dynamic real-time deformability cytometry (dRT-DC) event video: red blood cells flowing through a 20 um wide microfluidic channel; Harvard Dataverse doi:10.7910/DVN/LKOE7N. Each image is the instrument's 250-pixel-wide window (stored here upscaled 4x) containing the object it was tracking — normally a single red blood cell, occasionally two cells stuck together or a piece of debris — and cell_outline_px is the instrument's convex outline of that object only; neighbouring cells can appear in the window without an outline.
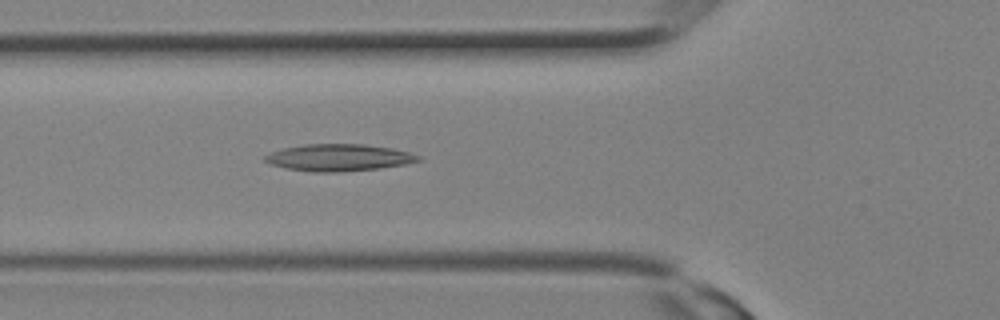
{"species": "Egyptian fruit bat (a non-hibernating species)", "species_latin": "Rousettus aegyptiacus", "temperature_condition": "room temperature", "stored_images_in_passage": 8, "camera_frame_rate_fps": 3000, "um_per_image_px": 0.085, "animal": {"sex": "female"}, "frame": {"image": 1, "passage_image": 8, "time_ms": 2.333, "image_size_px": [1000, 320], "cell_outline_px": [[424, 160], [404, 164], [380, 168], [340, 172], [316, 172], [288, 168], [272, 164], [264, 160], [264, 156], [272, 152], [284, 148], [304, 144], [364, 144], [392, 148], [408, 152], [420, 156]], "centroid_in_image_um": [28.84, 13.39], "position_along_channel_um": 97.0, "area_um2": 23.87}}